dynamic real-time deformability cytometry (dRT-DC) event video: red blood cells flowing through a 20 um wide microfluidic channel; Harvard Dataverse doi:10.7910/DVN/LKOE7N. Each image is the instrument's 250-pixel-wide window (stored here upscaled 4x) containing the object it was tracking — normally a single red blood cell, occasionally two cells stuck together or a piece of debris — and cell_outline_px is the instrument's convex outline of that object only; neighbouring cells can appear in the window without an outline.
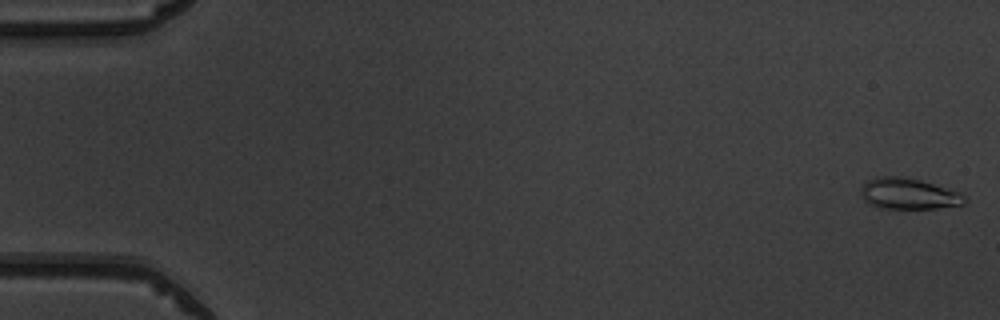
{"species": "common noctule bat (a hibernating species)", "species_latin": "Nyctalus noctula", "temperature_condition": "warm", "stored_images_in_passage": 51, "camera_frame_rate_fps": 3000, "um_per_image_px": 0.085, "animal": {"sex": "male", "body_mass_g": 19.5, "forearm_length_mm": 54.6}, "frame": {"image": 1, "passage_image": 1, "time_ms": 0.0, "image_size_px": [1000, 320], "cell_outline_px": [[968, 200], [964, 204], [936, 208], [884, 208], [872, 204], [864, 200], [860, 196], [860, 188], [868, 180], [880, 176], [896, 176], [920, 180], [964, 192]], "centroid_in_image_um": [77.29, 16.46], "position_along_channel_um": 7.7, "area_um2": 18.84}}
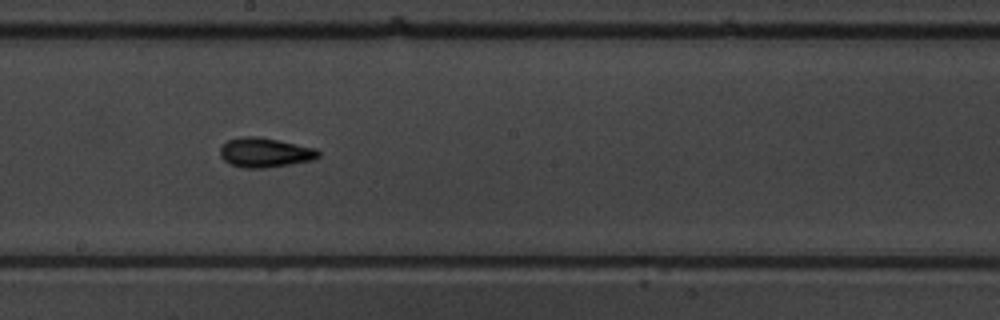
{"frame": {"image": 2, "passage_image": 29, "time_ms": 9.333, "image_size_px": [1000, 320], "cell_outline_px": [[320, 156], [312, 160], [264, 168], [244, 168], [232, 164], [224, 160], [220, 156], [220, 148], [228, 140], [240, 136], [256, 136], [316, 148], [320, 152]], "centroid_in_image_um": [22.51, 12.96], "position_along_channel_um": 225.7, "area_um2": 16.7}}
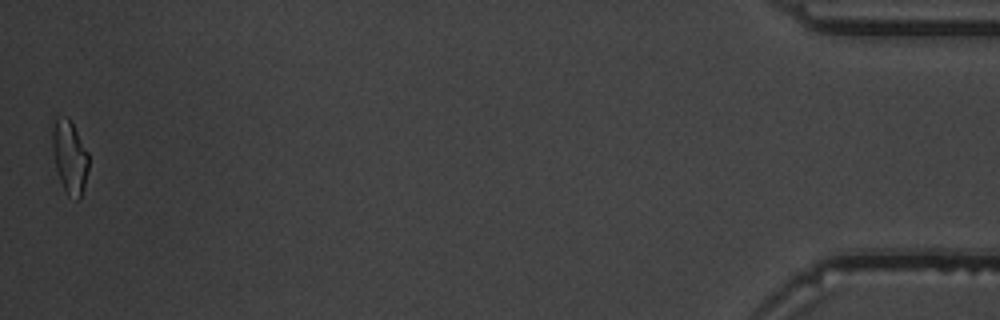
{"frame": {"image": 3, "passage_image": 51, "time_ms": 16.667, "image_size_px": [1000, 320], "cell_outline_px": [[88, 168], [80, 200], [76, 200], [68, 196], [60, 180], [56, 168], [52, 148], [52, 128], [56, 116], [68, 116], [88, 152]], "centroid_in_image_um": [5.91, 13.32], "position_along_channel_um": 429.3, "area_um2": 15.37}, "authors_computed_cell_mechanics": {"area_um2": 15.9528, "velocity_mm_per_s": 4.0065, "shape_relaxation_time_tau1_ms": 4.4651, "shape_relaxation_time_tau2_ms": 2.585, "deformation_change_tau1": 0.1427, "deformation_change_tau2": 0.1116}}